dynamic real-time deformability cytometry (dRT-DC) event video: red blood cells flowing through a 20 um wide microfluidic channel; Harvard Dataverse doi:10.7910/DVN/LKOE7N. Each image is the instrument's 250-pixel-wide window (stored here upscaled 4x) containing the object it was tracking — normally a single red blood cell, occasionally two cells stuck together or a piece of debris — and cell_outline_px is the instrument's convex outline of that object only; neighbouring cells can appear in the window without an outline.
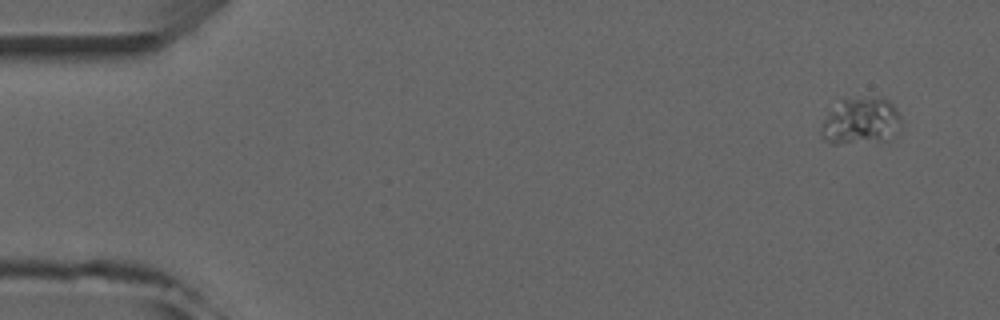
{"species": "common noctule bat (a hibernating species)", "species_latin": "Nyctalus noctula", "temperature_condition": "room temperature", "stored_images_in_passage": 7, "camera_frame_rate_fps": 3000, "um_per_image_px": 0.085, "animal": {"sex": "male", "forearm_length_mm": 52.5}, "frame": {"image": 1, "passage_image": 1, "time_ms": 0.0, "image_size_px": [1000, 320], "cell_outline_px": [[904, 124], [900, 132], [888, 140], [836, 144], [832, 144], [824, 140], [820, 136], [820, 128], [828, 112], [840, 100], [880, 96], [884, 96], [892, 104], [904, 120]], "centroid_in_image_um": [73.23, 10.3], "position_along_channel_um": 11.8, "area_um2": 22.48}}
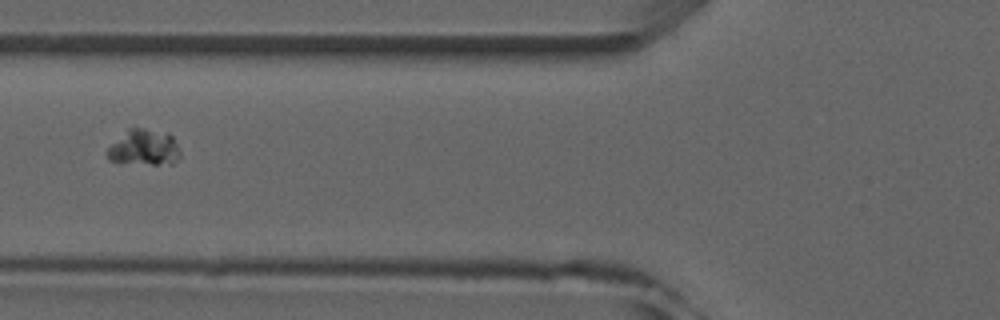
{"frame": {"image": 2, "passage_image": 6, "time_ms": 5.667, "image_size_px": [1000, 320], "cell_outline_px": [[180, 156], [172, 164], [152, 164], [108, 160], [104, 152], [128, 128], [144, 128], [168, 132], [172, 136], [180, 152]], "centroid_in_image_um": [12.25, 12.53], "position_along_channel_um": 113.6, "area_um2": 15.14}}
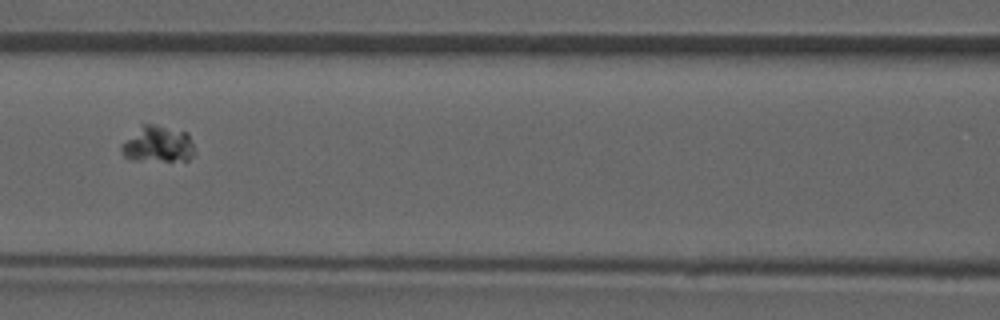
{"frame": {"image": 3, "passage_image": 7, "time_ms": 6.667, "image_size_px": [1000, 320], "cell_outline_px": [[196, 152], [188, 160], [136, 160], [124, 156], [120, 148], [120, 144], [140, 124], [152, 124], [188, 132]], "centroid_in_image_um": [13.41, 12.24], "position_along_channel_um": 153.2, "area_um2": 15.61}}